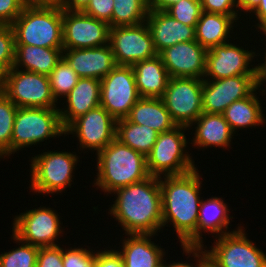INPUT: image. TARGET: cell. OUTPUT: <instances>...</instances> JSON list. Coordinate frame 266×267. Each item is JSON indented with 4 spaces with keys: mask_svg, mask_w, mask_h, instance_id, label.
Wrapping results in <instances>:
<instances>
[{
    "mask_svg": "<svg viewBox=\"0 0 266 267\" xmlns=\"http://www.w3.org/2000/svg\"><path fill=\"white\" fill-rule=\"evenodd\" d=\"M256 91L257 89L248 97L234 101L223 112L225 120L234 133L237 132V128H252L265 123L266 119Z\"/></svg>",
    "mask_w": 266,
    "mask_h": 267,
    "instance_id": "f1b7e54d",
    "label": "cell"
},
{
    "mask_svg": "<svg viewBox=\"0 0 266 267\" xmlns=\"http://www.w3.org/2000/svg\"><path fill=\"white\" fill-rule=\"evenodd\" d=\"M132 66L116 65L102 80L100 105L117 121L140 99Z\"/></svg>",
    "mask_w": 266,
    "mask_h": 267,
    "instance_id": "8fae6325",
    "label": "cell"
},
{
    "mask_svg": "<svg viewBox=\"0 0 266 267\" xmlns=\"http://www.w3.org/2000/svg\"><path fill=\"white\" fill-rule=\"evenodd\" d=\"M195 168L181 175L159 178L162 195V228L170 223L181 245H197V224L202 181ZM201 199V200H200ZM171 221V222H170Z\"/></svg>",
    "mask_w": 266,
    "mask_h": 267,
    "instance_id": "6da1fadb",
    "label": "cell"
},
{
    "mask_svg": "<svg viewBox=\"0 0 266 267\" xmlns=\"http://www.w3.org/2000/svg\"><path fill=\"white\" fill-rule=\"evenodd\" d=\"M18 107L0 90V158L11 155V138Z\"/></svg>",
    "mask_w": 266,
    "mask_h": 267,
    "instance_id": "1f68e13d",
    "label": "cell"
},
{
    "mask_svg": "<svg viewBox=\"0 0 266 267\" xmlns=\"http://www.w3.org/2000/svg\"><path fill=\"white\" fill-rule=\"evenodd\" d=\"M74 152H43L31 159V185L36 194L61 193L71 187L73 171L78 163Z\"/></svg>",
    "mask_w": 266,
    "mask_h": 267,
    "instance_id": "52a82bcc",
    "label": "cell"
},
{
    "mask_svg": "<svg viewBox=\"0 0 266 267\" xmlns=\"http://www.w3.org/2000/svg\"><path fill=\"white\" fill-rule=\"evenodd\" d=\"M255 13L253 15L257 18V25L256 26L260 31L266 30V0H261L258 7L252 12Z\"/></svg>",
    "mask_w": 266,
    "mask_h": 267,
    "instance_id": "ee69618b",
    "label": "cell"
},
{
    "mask_svg": "<svg viewBox=\"0 0 266 267\" xmlns=\"http://www.w3.org/2000/svg\"><path fill=\"white\" fill-rule=\"evenodd\" d=\"M95 267H124L121 255L115 249L97 251Z\"/></svg>",
    "mask_w": 266,
    "mask_h": 267,
    "instance_id": "7bdbcfd3",
    "label": "cell"
},
{
    "mask_svg": "<svg viewBox=\"0 0 266 267\" xmlns=\"http://www.w3.org/2000/svg\"><path fill=\"white\" fill-rule=\"evenodd\" d=\"M154 234H128L123 239L121 255L124 267H163L165 250L152 242ZM130 237V238H129Z\"/></svg>",
    "mask_w": 266,
    "mask_h": 267,
    "instance_id": "7402d4cb",
    "label": "cell"
},
{
    "mask_svg": "<svg viewBox=\"0 0 266 267\" xmlns=\"http://www.w3.org/2000/svg\"><path fill=\"white\" fill-rule=\"evenodd\" d=\"M96 161L98 172L93 186L108 194L150 177L146 156L117 139L97 153Z\"/></svg>",
    "mask_w": 266,
    "mask_h": 267,
    "instance_id": "3957f363",
    "label": "cell"
},
{
    "mask_svg": "<svg viewBox=\"0 0 266 267\" xmlns=\"http://www.w3.org/2000/svg\"><path fill=\"white\" fill-rule=\"evenodd\" d=\"M36 267H64L59 245L39 247Z\"/></svg>",
    "mask_w": 266,
    "mask_h": 267,
    "instance_id": "f35d334b",
    "label": "cell"
},
{
    "mask_svg": "<svg viewBox=\"0 0 266 267\" xmlns=\"http://www.w3.org/2000/svg\"><path fill=\"white\" fill-rule=\"evenodd\" d=\"M58 216L52 208L40 206L37 209H30L15 216L12 234L20 241L37 247L58 245L54 241L63 232Z\"/></svg>",
    "mask_w": 266,
    "mask_h": 267,
    "instance_id": "4fadbf2b",
    "label": "cell"
},
{
    "mask_svg": "<svg viewBox=\"0 0 266 267\" xmlns=\"http://www.w3.org/2000/svg\"><path fill=\"white\" fill-rule=\"evenodd\" d=\"M148 11V0H114L112 27L141 24Z\"/></svg>",
    "mask_w": 266,
    "mask_h": 267,
    "instance_id": "4dcf8cb0",
    "label": "cell"
},
{
    "mask_svg": "<svg viewBox=\"0 0 266 267\" xmlns=\"http://www.w3.org/2000/svg\"><path fill=\"white\" fill-rule=\"evenodd\" d=\"M207 50L196 40L177 43L159 53L171 77L203 79Z\"/></svg>",
    "mask_w": 266,
    "mask_h": 267,
    "instance_id": "ac0fdd59",
    "label": "cell"
},
{
    "mask_svg": "<svg viewBox=\"0 0 266 267\" xmlns=\"http://www.w3.org/2000/svg\"><path fill=\"white\" fill-rule=\"evenodd\" d=\"M231 233L215 236V244L206 250L214 267H266V254L250 241L238 226Z\"/></svg>",
    "mask_w": 266,
    "mask_h": 267,
    "instance_id": "9c48e42d",
    "label": "cell"
},
{
    "mask_svg": "<svg viewBox=\"0 0 266 267\" xmlns=\"http://www.w3.org/2000/svg\"><path fill=\"white\" fill-rule=\"evenodd\" d=\"M63 48H45L32 45H15L13 68L49 75L62 58ZM23 66V67H22Z\"/></svg>",
    "mask_w": 266,
    "mask_h": 267,
    "instance_id": "4316f807",
    "label": "cell"
},
{
    "mask_svg": "<svg viewBox=\"0 0 266 267\" xmlns=\"http://www.w3.org/2000/svg\"><path fill=\"white\" fill-rule=\"evenodd\" d=\"M254 90V75L203 80L202 110L205 113L223 114L230 104L248 97Z\"/></svg>",
    "mask_w": 266,
    "mask_h": 267,
    "instance_id": "2e32d148",
    "label": "cell"
},
{
    "mask_svg": "<svg viewBox=\"0 0 266 267\" xmlns=\"http://www.w3.org/2000/svg\"><path fill=\"white\" fill-rule=\"evenodd\" d=\"M90 0H62L61 9L66 11H83Z\"/></svg>",
    "mask_w": 266,
    "mask_h": 267,
    "instance_id": "f6af8a7d",
    "label": "cell"
},
{
    "mask_svg": "<svg viewBox=\"0 0 266 267\" xmlns=\"http://www.w3.org/2000/svg\"><path fill=\"white\" fill-rule=\"evenodd\" d=\"M203 12L238 16L237 0H200ZM236 7V8H235Z\"/></svg>",
    "mask_w": 266,
    "mask_h": 267,
    "instance_id": "60d3db41",
    "label": "cell"
},
{
    "mask_svg": "<svg viewBox=\"0 0 266 267\" xmlns=\"http://www.w3.org/2000/svg\"><path fill=\"white\" fill-rule=\"evenodd\" d=\"M264 54V63L254 66L255 89L257 90L266 82V52Z\"/></svg>",
    "mask_w": 266,
    "mask_h": 267,
    "instance_id": "bcb514c9",
    "label": "cell"
},
{
    "mask_svg": "<svg viewBox=\"0 0 266 267\" xmlns=\"http://www.w3.org/2000/svg\"><path fill=\"white\" fill-rule=\"evenodd\" d=\"M100 87L101 80L99 79H78L75 87L65 97L67 107L59 109L61 124L64 129L75 119L100 105Z\"/></svg>",
    "mask_w": 266,
    "mask_h": 267,
    "instance_id": "44dd1931",
    "label": "cell"
},
{
    "mask_svg": "<svg viewBox=\"0 0 266 267\" xmlns=\"http://www.w3.org/2000/svg\"><path fill=\"white\" fill-rule=\"evenodd\" d=\"M145 22L158 54L169 46L195 40V27L175 20L166 11L149 10Z\"/></svg>",
    "mask_w": 266,
    "mask_h": 267,
    "instance_id": "ffe728a7",
    "label": "cell"
},
{
    "mask_svg": "<svg viewBox=\"0 0 266 267\" xmlns=\"http://www.w3.org/2000/svg\"><path fill=\"white\" fill-rule=\"evenodd\" d=\"M229 211L228 205L222 198L212 197L201 201L197 224V245H204L202 232L217 233V236L231 233L230 230L227 232L230 220L233 218L228 214Z\"/></svg>",
    "mask_w": 266,
    "mask_h": 267,
    "instance_id": "83f0119b",
    "label": "cell"
},
{
    "mask_svg": "<svg viewBox=\"0 0 266 267\" xmlns=\"http://www.w3.org/2000/svg\"><path fill=\"white\" fill-rule=\"evenodd\" d=\"M11 26L15 45L63 48L61 8L25 6Z\"/></svg>",
    "mask_w": 266,
    "mask_h": 267,
    "instance_id": "277c9868",
    "label": "cell"
},
{
    "mask_svg": "<svg viewBox=\"0 0 266 267\" xmlns=\"http://www.w3.org/2000/svg\"><path fill=\"white\" fill-rule=\"evenodd\" d=\"M183 248V253L185 252L188 257L194 256L197 259L196 266L191 263L184 262H174L170 264H164L163 267H207L210 264V259L207 251L204 249V245H181Z\"/></svg>",
    "mask_w": 266,
    "mask_h": 267,
    "instance_id": "ab89813d",
    "label": "cell"
},
{
    "mask_svg": "<svg viewBox=\"0 0 266 267\" xmlns=\"http://www.w3.org/2000/svg\"><path fill=\"white\" fill-rule=\"evenodd\" d=\"M188 127L177 126L174 129L158 134L157 140L146 156L150 176L181 175L194 170V160L185 152L187 138L184 131Z\"/></svg>",
    "mask_w": 266,
    "mask_h": 267,
    "instance_id": "8992f818",
    "label": "cell"
},
{
    "mask_svg": "<svg viewBox=\"0 0 266 267\" xmlns=\"http://www.w3.org/2000/svg\"><path fill=\"white\" fill-rule=\"evenodd\" d=\"M126 119L138 125L148 126L158 133L177 127L161 98L141 97L131 108Z\"/></svg>",
    "mask_w": 266,
    "mask_h": 267,
    "instance_id": "d4e9b609",
    "label": "cell"
},
{
    "mask_svg": "<svg viewBox=\"0 0 266 267\" xmlns=\"http://www.w3.org/2000/svg\"><path fill=\"white\" fill-rule=\"evenodd\" d=\"M132 67L140 97L161 98L170 76L160 55L138 61Z\"/></svg>",
    "mask_w": 266,
    "mask_h": 267,
    "instance_id": "603a6c76",
    "label": "cell"
},
{
    "mask_svg": "<svg viewBox=\"0 0 266 267\" xmlns=\"http://www.w3.org/2000/svg\"><path fill=\"white\" fill-rule=\"evenodd\" d=\"M240 17L202 12L195 26V40L206 50L229 42L230 31ZM232 28V29H231Z\"/></svg>",
    "mask_w": 266,
    "mask_h": 267,
    "instance_id": "484cf974",
    "label": "cell"
},
{
    "mask_svg": "<svg viewBox=\"0 0 266 267\" xmlns=\"http://www.w3.org/2000/svg\"><path fill=\"white\" fill-rule=\"evenodd\" d=\"M260 1L261 0H237L240 12L243 10V12H250V14L258 7Z\"/></svg>",
    "mask_w": 266,
    "mask_h": 267,
    "instance_id": "681fc988",
    "label": "cell"
},
{
    "mask_svg": "<svg viewBox=\"0 0 266 267\" xmlns=\"http://www.w3.org/2000/svg\"><path fill=\"white\" fill-rule=\"evenodd\" d=\"M62 58L79 78L102 80L116 66L109 44L93 48L63 49Z\"/></svg>",
    "mask_w": 266,
    "mask_h": 267,
    "instance_id": "d6986e66",
    "label": "cell"
},
{
    "mask_svg": "<svg viewBox=\"0 0 266 267\" xmlns=\"http://www.w3.org/2000/svg\"><path fill=\"white\" fill-rule=\"evenodd\" d=\"M238 46L227 42L207 50L203 80L254 75V68H250V62L258 55L252 50H244L243 47Z\"/></svg>",
    "mask_w": 266,
    "mask_h": 267,
    "instance_id": "e0dca14e",
    "label": "cell"
},
{
    "mask_svg": "<svg viewBox=\"0 0 266 267\" xmlns=\"http://www.w3.org/2000/svg\"><path fill=\"white\" fill-rule=\"evenodd\" d=\"M0 90L17 107L56 108L47 75L11 68L0 79Z\"/></svg>",
    "mask_w": 266,
    "mask_h": 267,
    "instance_id": "ba28073f",
    "label": "cell"
},
{
    "mask_svg": "<svg viewBox=\"0 0 266 267\" xmlns=\"http://www.w3.org/2000/svg\"><path fill=\"white\" fill-rule=\"evenodd\" d=\"M66 134L78 137L80 150L88 148L98 153L115 139L116 120L99 105L75 119L65 129Z\"/></svg>",
    "mask_w": 266,
    "mask_h": 267,
    "instance_id": "9a60e30c",
    "label": "cell"
},
{
    "mask_svg": "<svg viewBox=\"0 0 266 267\" xmlns=\"http://www.w3.org/2000/svg\"><path fill=\"white\" fill-rule=\"evenodd\" d=\"M12 237L16 243L22 244L0 255V267H36L39 247L20 241L14 234Z\"/></svg>",
    "mask_w": 266,
    "mask_h": 267,
    "instance_id": "836d02e7",
    "label": "cell"
},
{
    "mask_svg": "<svg viewBox=\"0 0 266 267\" xmlns=\"http://www.w3.org/2000/svg\"><path fill=\"white\" fill-rule=\"evenodd\" d=\"M63 49H82L109 44L108 23L83 11L62 10Z\"/></svg>",
    "mask_w": 266,
    "mask_h": 267,
    "instance_id": "5bb4252c",
    "label": "cell"
},
{
    "mask_svg": "<svg viewBox=\"0 0 266 267\" xmlns=\"http://www.w3.org/2000/svg\"><path fill=\"white\" fill-rule=\"evenodd\" d=\"M24 6L61 8L62 0H23Z\"/></svg>",
    "mask_w": 266,
    "mask_h": 267,
    "instance_id": "7dc6e473",
    "label": "cell"
},
{
    "mask_svg": "<svg viewBox=\"0 0 266 267\" xmlns=\"http://www.w3.org/2000/svg\"><path fill=\"white\" fill-rule=\"evenodd\" d=\"M113 7L114 0H90L83 12L91 17L108 23L111 28Z\"/></svg>",
    "mask_w": 266,
    "mask_h": 267,
    "instance_id": "74e56055",
    "label": "cell"
},
{
    "mask_svg": "<svg viewBox=\"0 0 266 267\" xmlns=\"http://www.w3.org/2000/svg\"><path fill=\"white\" fill-rule=\"evenodd\" d=\"M51 93L57 102L58 98H65L75 87L79 76L63 59L56 64V67L48 75Z\"/></svg>",
    "mask_w": 266,
    "mask_h": 267,
    "instance_id": "d6a6232c",
    "label": "cell"
},
{
    "mask_svg": "<svg viewBox=\"0 0 266 267\" xmlns=\"http://www.w3.org/2000/svg\"><path fill=\"white\" fill-rule=\"evenodd\" d=\"M58 108L18 107L11 138V154L50 137L65 135Z\"/></svg>",
    "mask_w": 266,
    "mask_h": 267,
    "instance_id": "5b68a950",
    "label": "cell"
},
{
    "mask_svg": "<svg viewBox=\"0 0 266 267\" xmlns=\"http://www.w3.org/2000/svg\"><path fill=\"white\" fill-rule=\"evenodd\" d=\"M196 125L195 138L191 144L197 148L223 147L230 146L232 131L230 125L225 120L223 114H211L203 112L193 123ZM233 134V135H232Z\"/></svg>",
    "mask_w": 266,
    "mask_h": 267,
    "instance_id": "cb8c5ba5",
    "label": "cell"
},
{
    "mask_svg": "<svg viewBox=\"0 0 266 267\" xmlns=\"http://www.w3.org/2000/svg\"><path fill=\"white\" fill-rule=\"evenodd\" d=\"M166 12L175 20L195 27L203 12L200 0H181L170 6Z\"/></svg>",
    "mask_w": 266,
    "mask_h": 267,
    "instance_id": "e575fe53",
    "label": "cell"
},
{
    "mask_svg": "<svg viewBox=\"0 0 266 267\" xmlns=\"http://www.w3.org/2000/svg\"><path fill=\"white\" fill-rule=\"evenodd\" d=\"M158 134L150 127L132 123L126 118L116 121L115 139L145 156L151 152Z\"/></svg>",
    "mask_w": 266,
    "mask_h": 267,
    "instance_id": "f546056e",
    "label": "cell"
},
{
    "mask_svg": "<svg viewBox=\"0 0 266 267\" xmlns=\"http://www.w3.org/2000/svg\"><path fill=\"white\" fill-rule=\"evenodd\" d=\"M109 45L116 65L133 66L138 61L150 59L158 54L146 22L111 27Z\"/></svg>",
    "mask_w": 266,
    "mask_h": 267,
    "instance_id": "7c38bea8",
    "label": "cell"
},
{
    "mask_svg": "<svg viewBox=\"0 0 266 267\" xmlns=\"http://www.w3.org/2000/svg\"><path fill=\"white\" fill-rule=\"evenodd\" d=\"M203 79L171 77L161 99L177 126L192 127L203 113Z\"/></svg>",
    "mask_w": 266,
    "mask_h": 267,
    "instance_id": "30bf717a",
    "label": "cell"
},
{
    "mask_svg": "<svg viewBox=\"0 0 266 267\" xmlns=\"http://www.w3.org/2000/svg\"><path fill=\"white\" fill-rule=\"evenodd\" d=\"M181 0H148V9L156 11H166L170 6Z\"/></svg>",
    "mask_w": 266,
    "mask_h": 267,
    "instance_id": "c3c4849f",
    "label": "cell"
},
{
    "mask_svg": "<svg viewBox=\"0 0 266 267\" xmlns=\"http://www.w3.org/2000/svg\"><path fill=\"white\" fill-rule=\"evenodd\" d=\"M66 250V251H65ZM87 248H62L64 267H95L96 251Z\"/></svg>",
    "mask_w": 266,
    "mask_h": 267,
    "instance_id": "8d00e7d4",
    "label": "cell"
},
{
    "mask_svg": "<svg viewBox=\"0 0 266 267\" xmlns=\"http://www.w3.org/2000/svg\"><path fill=\"white\" fill-rule=\"evenodd\" d=\"M24 7L23 0H0V25L11 26Z\"/></svg>",
    "mask_w": 266,
    "mask_h": 267,
    "instance_id": "b9f144b4",
    "label": "cell"
},
{
    "mask_svg": "<svg viewBox=\"0 0 266 267\" xmlns=\"http://www.w3.org/2000/svg\"><path fill=\"white\" fill-rule=\"evenodd\" d=\"M207 267H214L211 263Z\"/></svg>",
    "mask_w": 266,
    "mask_h": 267,
    "instance_id": "f907efd6",
    "label": "cell"
},
{
    "mask_svg": "<svg viewBox=\"0 0 266 267\" xmlns=\"http://www.w3.org/2000/svg\"><path fill=\"white\" fill-rule=\"evenodd\" d=\"M117 197L109 208L128 234H156L162 229V195L159 178L145 180L116 189Z\"/></svg>",
    "mask_w": 266,
    "mask_h": 267,
    "instance_id": "7a4b0ae2",
    "label": "cell"
},
{
    "mask_svg": "<svg viewBox=\"0 0 266 267\" xmlns=\"http://www.w3.org/2000/svg\"><path fill=\"white\" fill-rule=\"evenodd\" d=\"M15 35L12 26L0 25V79L13 67Z\"/></svg>",
    "mask_w": 266,
    "mask_h": 267,
    "instance_id": "d590c367",
    "label": "cell"
}]
</instances>
